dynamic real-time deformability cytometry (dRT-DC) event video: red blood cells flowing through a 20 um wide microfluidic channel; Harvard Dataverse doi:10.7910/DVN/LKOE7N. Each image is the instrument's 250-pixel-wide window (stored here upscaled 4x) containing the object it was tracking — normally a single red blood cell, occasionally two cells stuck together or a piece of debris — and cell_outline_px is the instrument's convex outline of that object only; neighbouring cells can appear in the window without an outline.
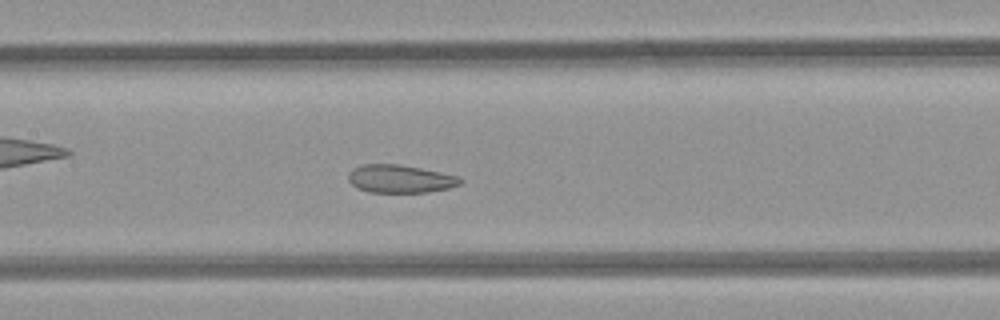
{"species": "common noctule bat (a hibernating species)", "species_latin": "Nyctalus noctula", "temperature_condition": "room temperature", "stored_images_in_passage": 39, "camera_frame_rate_fps": 3000, "um_per_image_px": 0.085, "animal": {"sex": "female", "body_mass_g": 21.9}, "frame": {"image": 1, "passage_image": 12, "time_ms": 3.667, "image_size_px": [1000, 320], "cell_outline_px": [[464, 180], [460, 184], [448, 188], [428, 192], [368, 192], [356, 188], [348, 180], [348, 172], [352, 168], [364, 164], [400, 164], [460, 176]], "centroid_in_image_um": [34.0, 15.2], "position_along_channel_um": 173.4, "area_um2": 18.38}}
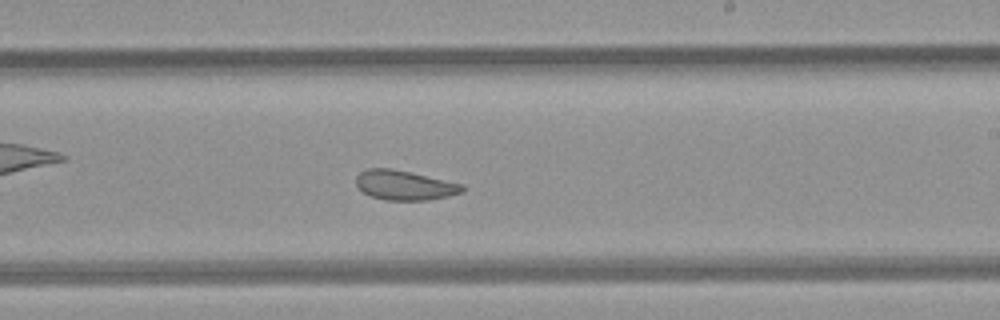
{"frame": {"image": 2, "passage_image": 18, "time_ms": 5.667, "image_size_px": [1000, 320], "cell_outline_px": [[464, 192], [448, 196], [428, 200], [384, 200], [372, 196], [364, 192], [356, 184], [356, 176], [360, 172], [368, 168], [392, 168], [464, 184]], "centroid_in_image_um": [34.4, 15.74], "position_along_channel_um": 254.6, "area_um2": 18.32}}
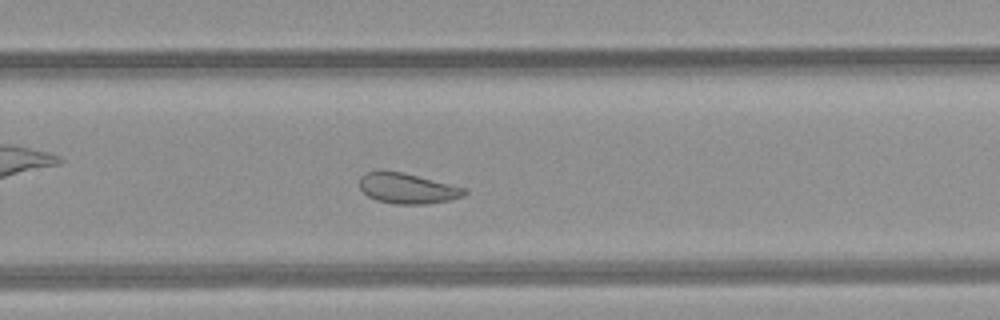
{"frame": {"image": 3, "passage_image": 21, "time_ms": 6.667, "image_size_px": [1000, 320], "cell_outline_px": [[468, 192], [464, 196], [448, 200], [424, 204], [392, 204], [376, 200], [368, 196], [360, 188], [360, 176], [364, 172], [404, 172], [468, 188]], "centroid_in_image_um": [34.67, 16.02], "position_along_channel_um": 295.1, "area_um2": 18.61}, "authors_computed_cell_mechanics": {"area_um2": 20.5768, "velocity_mm_per_s": 4.0838, "shape_relaxation_time_tau1_ms": null, "shape_relaxation_time_tau2_ms": 1.9559, "deformation_change_tau1": null, "deformation_change_tau2": 0.0886}}